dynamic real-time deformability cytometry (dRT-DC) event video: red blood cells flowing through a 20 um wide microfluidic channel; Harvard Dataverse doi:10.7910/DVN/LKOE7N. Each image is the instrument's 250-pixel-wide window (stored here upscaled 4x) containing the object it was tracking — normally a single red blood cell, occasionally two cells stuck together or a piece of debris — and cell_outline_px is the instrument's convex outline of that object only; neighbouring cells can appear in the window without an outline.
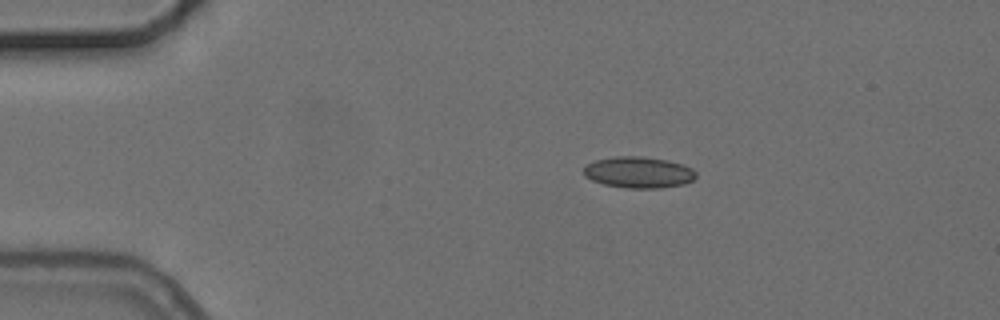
{"species": "common noctule bat (a hibernating species)", "species_latin": "Nyctalus noctula", "temperature_condition": "cold", "stored_images_in_passage": 4, "camera_frame_rate_fps": 3000, "um_per_image_px": 0.085, "animal": {"sex": "female", "body_mass_g": 24.6, "forearm_length_mm": 56.2}, "frame": {"image": 1, "passage_image": 4, "time_ms": 4.333, "image_size_px": [1000, 320], "cell_outline_px": [[696, 176], [692, 180], [684, 184], [660, 188], [624, 188], [604, 184], [592, 180], [584, 176], [584, 168], [588, 164], [596, 160], [612, 156], [640, 156], [668, 160], [692, 168], [696, 172]], "centroid_in_image_um": [54.27, 14.65], "position_along_channel_um": 30.7, "area_um2": 20.46}}